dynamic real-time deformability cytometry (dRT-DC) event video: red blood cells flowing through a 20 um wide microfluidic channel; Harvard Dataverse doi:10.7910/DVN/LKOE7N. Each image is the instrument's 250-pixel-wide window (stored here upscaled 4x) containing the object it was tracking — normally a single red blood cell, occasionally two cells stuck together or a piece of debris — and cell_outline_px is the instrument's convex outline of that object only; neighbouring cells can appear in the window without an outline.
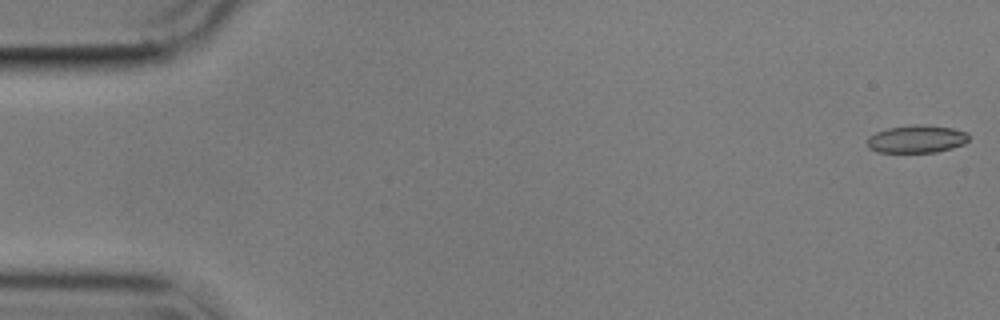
{"species": "common noctule bat (a hibernating species)", "species_latin": "Nyctalus noctula", "temperature_condition": "cold", "stored_images_in_passage": 56, "camera_frame_rate_fps": 3000, "um_per_image_px": 0.085, "animal": {"sex": "male", "body_mass_g": 17.9}, "frame": {"image": 1, "passage_image": 1, "time_ms": 0.0, "image_size_px": [1000, 320], "cell_outline_px": [[968, 140], [964, 144], [952, 148], [936, 152], [880, 152], [868, 148], [868, 136], [876, 132], [888, 128], [916, 124], [924, 124], [952, 128], [968, 132]], "centroid_in_image_um": [77.93, 11.81], "position_along_channel_um": 7.1, "area_um2": 16.42}}
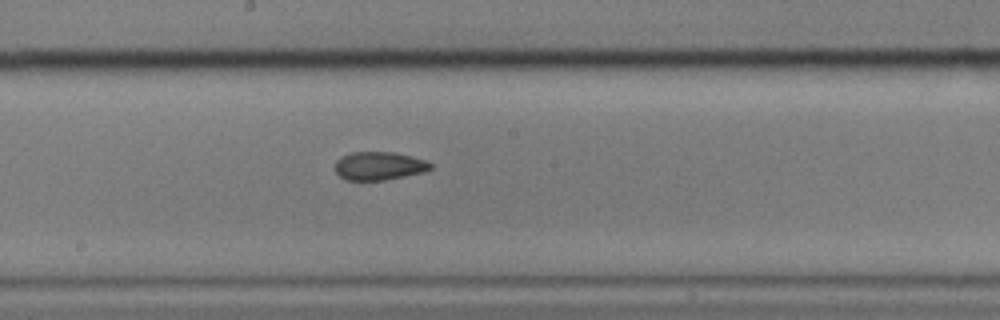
{"frame": {"image": 2, "passage_image": 30, "time_ms": 9.667, "image_size_px": [1000, 320], "cell_outline_px": [[432, 168], [424, 172], [384, 180], [344, 180], [336, 172], [336, 160], [340, 156], [352, 152], [396, 152], [412, 156], [424, 160], [432, 164]], "centroid_in_image_um": [32.21, 14.09], "position_along_channel_um": 216.0, "area_um2": 15.78}}
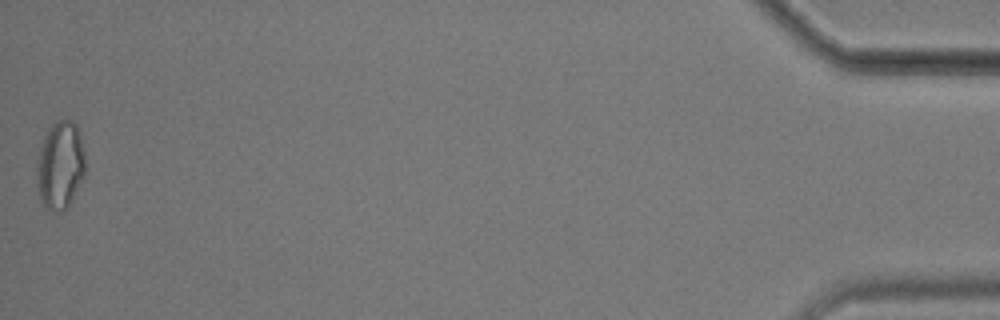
{"frame": {"image": 3, "passage_image": 56, "time_ms": 18.333, "image_size_px": [1000, 320], "cell_outline_px": [[84, 176], [68, 204], [60, 212], [44, 208], [40, 200], [36, 184], [36, 160], [44, 136], [48, 128], [56, 120], [68, 120], [76, 124], [80, 132], [84, 152]], "centroid_in_image_um": [5.08, 14.02], "position_along_channel_um": 430.1, "area_um2": 24.91}, "authors_computed_cell_mechanics": {"area_um2": 16.5019, "velocity_mm_per_s": 3.5534, "shape_relaxation_time_tau1_ms": 9.6769, "shape_relaxation_time_tau2_ms": 2.3903, "deformation_change_tau1": 0.1887, "deformation_change_tau2": 0.0868}}